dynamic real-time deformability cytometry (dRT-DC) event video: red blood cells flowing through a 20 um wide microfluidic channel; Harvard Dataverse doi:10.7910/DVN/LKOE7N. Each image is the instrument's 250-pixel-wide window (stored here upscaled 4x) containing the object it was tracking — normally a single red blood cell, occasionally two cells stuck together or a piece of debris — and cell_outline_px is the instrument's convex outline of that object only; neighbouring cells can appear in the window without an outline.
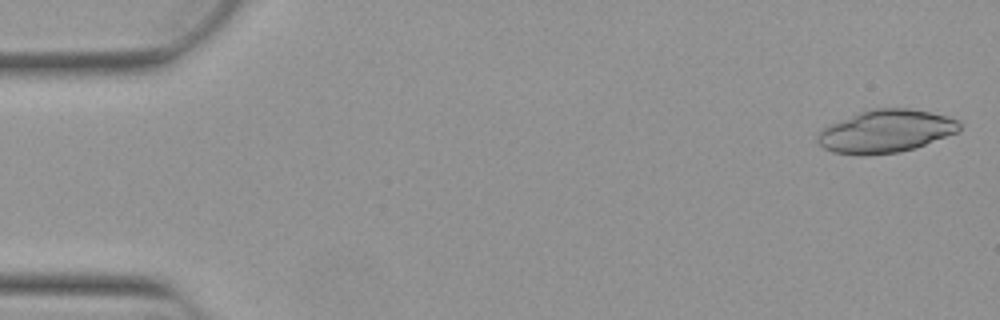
{"species": "Egyptian fruit bat (a non-hibernating species)", "species_latin": "Rousettus aegyptiacus", "temperature_condition": "warm", "stored_images_in_passage": 51, "camera_frame_rate_fps": 3000, "um_per_image_px": 0.085, "animal": {"sex": "female"}, "frame": {"image": 1, "passage_image": 1, "time_ms": 0.0, "image_size_px": [1000, 320], "cell_outline_px": [[960, 132], [916, 148], [900, 152], [864, 156], [832, 152], [824, 148], [816, 140], [816, 136], [824, 128], [864, 108], [908, 108], [948, 116], [960, 120]], "centroid_in_image_um": [75.32, 11.16], "position_along_channel_um": 9.7, "area_um2": 35.84}}
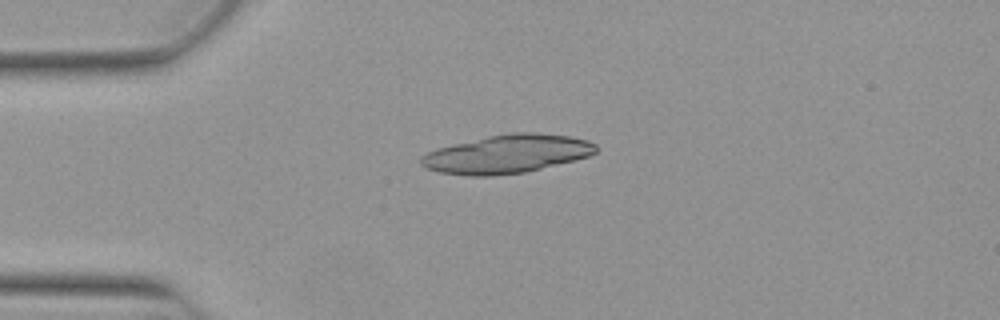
{"frame": {"image": 2, "passage_image": 12, "time_ms": 3.667, "image_size_px": [1000, 320], "cell_outline_px": [[596, 152], [588, 156], [524, 172], [492, 176], [468, 176], [440, 172], [428, 168], [420, 164], [420, 156], [436, 148], [452, 144], [488, 136], [508, 132], [536, 132], [568, 136], [588, 140], [596, 144]], "centroid_in_image_um": [43.05, 13.08], "position_along_channel_um": 41.9, "area_um2": 38.96}}